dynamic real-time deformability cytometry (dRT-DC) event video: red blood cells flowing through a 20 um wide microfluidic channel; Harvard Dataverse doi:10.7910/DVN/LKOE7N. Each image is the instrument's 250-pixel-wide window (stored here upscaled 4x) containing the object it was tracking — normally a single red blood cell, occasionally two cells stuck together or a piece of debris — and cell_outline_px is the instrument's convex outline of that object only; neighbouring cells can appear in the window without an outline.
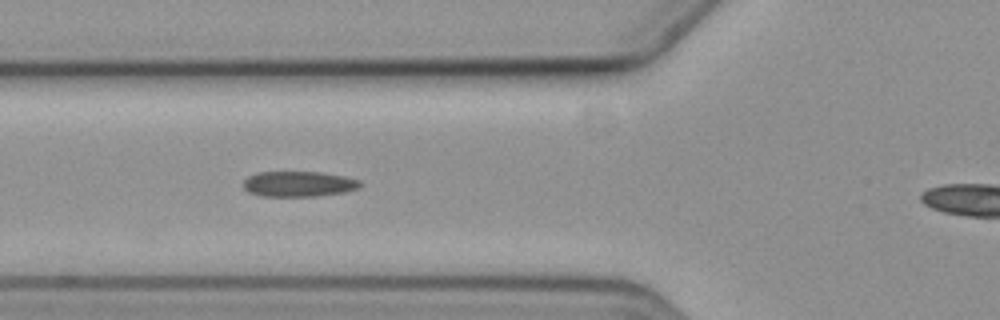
{"species": "common noctule bat (a hibernating species)", "species_latin": "Nyctalus noctula", "temperature_condition": "cold", "stored_images_in_passage": 10, "camera_frame_rate_fps": 3000, "um_per_image_px": 0.085, "animal": {"sex": "female", "body_mass_g": 19.3, "forearm_length_mm": 54.1}, "frame": {"image": 1, "passage_image": 2, "time_ms": 2.0, "image_size_px": [1000, 320], "cell_outline_px": [[360, 188], [344, 192], [316, 196], [260, 196], [248, 192], [244, 188], [244, 180], [248, 176], [256, 172], [320, 172], [344, 176], [360, 180]], "centroid_in_image_um": [25.37, 15.63], "position_along_channel_um": 100.4, "area_um2": 17.34}}
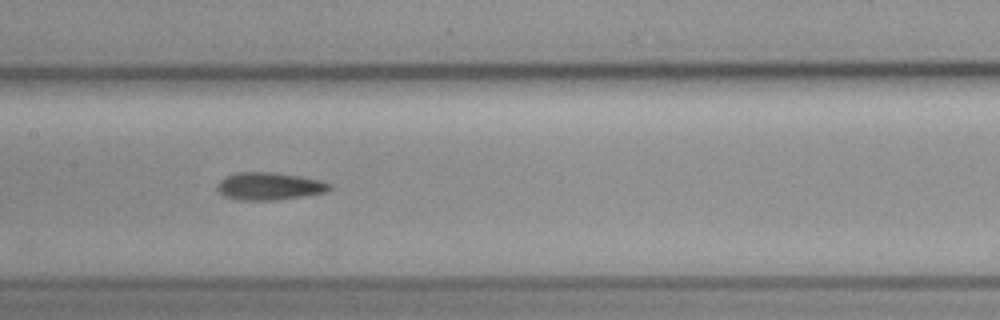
{"frame": {"image": 2, "passage_image": 4, "time_ms": 4.333, "image_size_px": [1000, 320], "cell_outline_px": [[332, 188], [324, 192], [304, 196], [276, 200], [240, 200], [224, 196], [216, 188], [220, 180], [228, 176], [240, 172], [276, 172], [300, 176], [320, 180], [332, 184]], "centroid_in_image_um": [22.91, 15.82], "position_along_channel_um": 184.5, "area_um2": 17.98}}
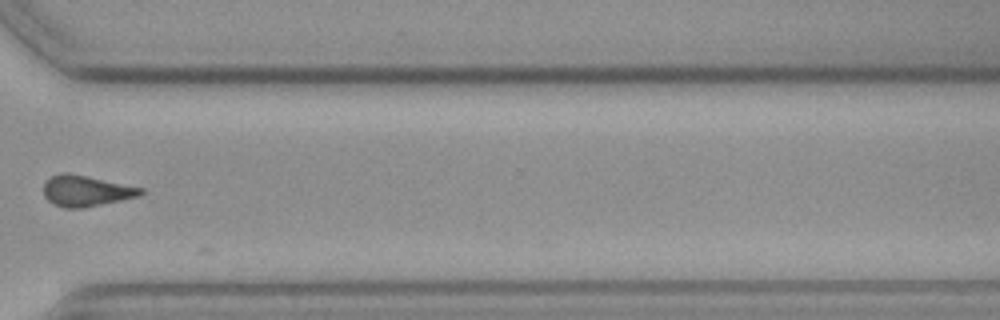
{"frame": {"image": 3, "passage_image": 8, "time_ms": 9.333, "image_size_px": [1000, 320], "cell_outline_px": [[144, 192], [140, 196], [84, 208], [64, 208], [52, 204], [44, 196], [44, 180], [48, 176], [64, 172], [68, 172], [144, 188]], "centroid_in_image_um": [7.28, 16.22], "position_along_channel_um": 363.3, "area_um2": 17.74}}